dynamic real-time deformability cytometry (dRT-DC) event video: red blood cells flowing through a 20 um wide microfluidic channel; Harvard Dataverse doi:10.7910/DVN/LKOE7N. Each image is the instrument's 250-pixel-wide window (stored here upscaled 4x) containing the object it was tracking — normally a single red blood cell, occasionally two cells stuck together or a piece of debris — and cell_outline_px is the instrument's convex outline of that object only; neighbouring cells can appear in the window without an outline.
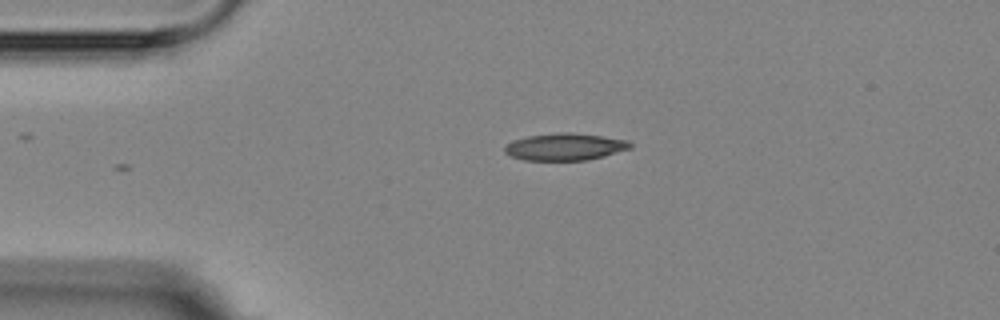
{"species": "Egyptian fruit bat (a non-hibernating species)", "species_latin": "Rousettus aegyptiacus", "temperature_condition": "room temperature", "stored_images_in_passage": 2, "camera_frame_rate_fps": 3000, "um_per_image_px": 0.085, "animal": {"sex": "female"}, "frame": {"image": 1, "passage_image": 1, "time_ms": 0.0, "image_size_px": [1000, 320], "cell_outline_px": [[632, 148], [604, 156], [588, 160], [524, 160], [512, 156], [504, 152], [504, 148], [512, 140], [528, 136], [560, 132], [568, 132], [600, 136], [628, 140], [632, 144]], "centroid_in_image_um": [48.03, 12.48], "position_along_channel_um": 37.0, "area_um2": 19.71}}